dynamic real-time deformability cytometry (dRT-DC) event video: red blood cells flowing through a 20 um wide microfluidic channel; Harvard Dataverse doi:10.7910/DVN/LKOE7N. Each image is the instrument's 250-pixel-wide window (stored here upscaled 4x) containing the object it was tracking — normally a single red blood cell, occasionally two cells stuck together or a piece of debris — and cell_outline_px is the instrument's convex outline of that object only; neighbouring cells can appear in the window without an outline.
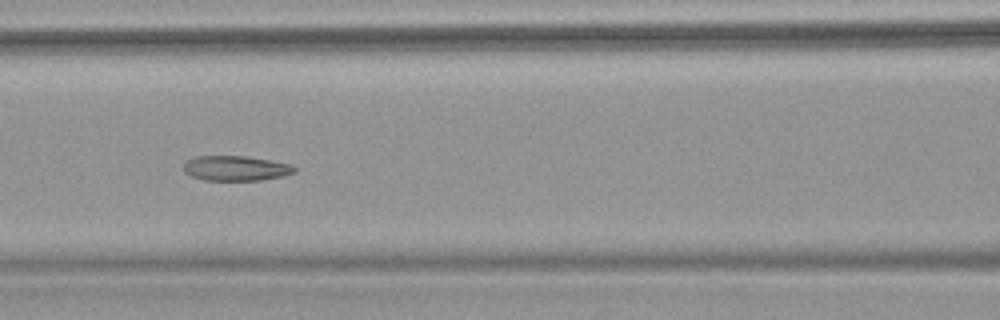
{"species": "common noctule bat (a hibernating species)", "species_latin": "Nyctalus noctula", "temperature_condition": "warm", "stored_images_in_passage": 10, "camera_frame_rate_fps": 3000, "um_per_image_px": 0.085, "animal": {"sex": "female", "body_mass_g": 18.4}, "frame": {"image": 1, "passage_image": 9, "time_ms": 2.667, "image_size_px": [1000, 320], "cell_outline_px": [[296, 172], [284, 176], [260, 180], [204, 180], [192, 176], [184, 172], [184, 164], [188, 160], [196, 156], [244, 156], [272, 160], [292, 164], [296, 168]], "centroid_in_image_um": [20.08, 14.3], "position_along_channel_um": 146.5, "area_um2": 16.18}}